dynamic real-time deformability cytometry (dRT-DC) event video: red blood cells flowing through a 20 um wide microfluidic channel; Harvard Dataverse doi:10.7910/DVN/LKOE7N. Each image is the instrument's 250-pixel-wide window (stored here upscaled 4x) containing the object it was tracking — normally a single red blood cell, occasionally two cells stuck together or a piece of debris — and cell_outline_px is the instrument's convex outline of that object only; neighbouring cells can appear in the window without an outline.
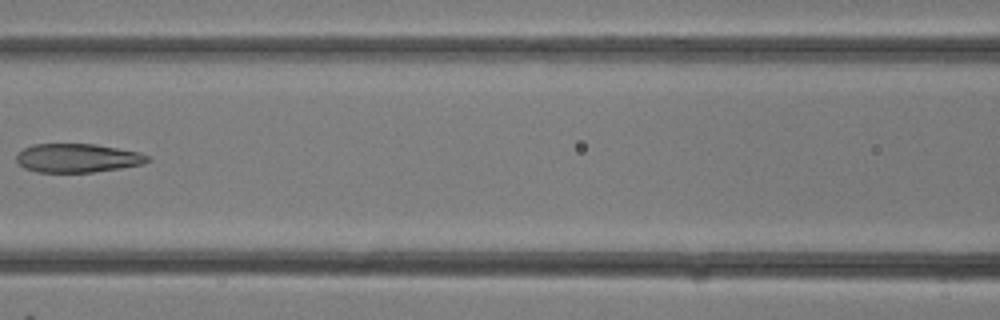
{"species": "common noctule bat (a hibernating species)", "species_latin": "Nyctalus noctula", "temperature_condition": "room temperature", "stored_images_in_passage": 10, "camera_frame_rate_fps": 3000, "um_per_image_px": 0.085, "animal": {"sex": "female"}, "frame": {"image": 1, "passage_image": 9, "time_ms": 2.667, "image_size_px": [1000, 320], "cell_outline_px": [[152, 160], [144, 164], [120, 168], [92, 172], [36, 172], [24, 168], [16, 160], [16, 156], [24, 148], [32, 144], [96, 144], [140, 152], [148, 156]], "centroid_in_image_um": [6.61, 13.43], "position_along_channel_um": 160.0, "area_um2": 22.02}}